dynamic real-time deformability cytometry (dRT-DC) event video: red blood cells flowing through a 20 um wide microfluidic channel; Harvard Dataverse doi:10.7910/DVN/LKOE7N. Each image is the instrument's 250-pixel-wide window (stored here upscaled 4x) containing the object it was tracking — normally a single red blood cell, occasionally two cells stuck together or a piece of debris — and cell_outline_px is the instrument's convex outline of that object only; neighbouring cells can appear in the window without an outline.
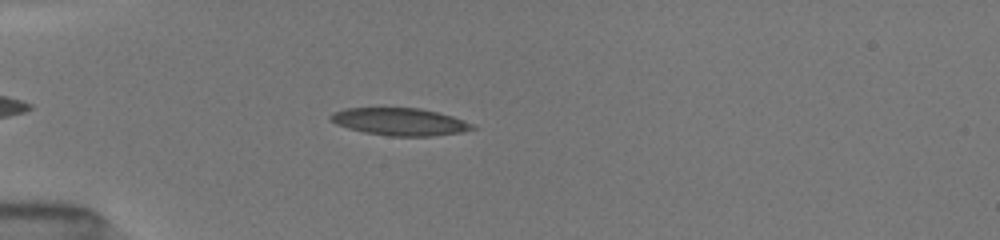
{"species": "common noctule bat (a hibernating species)", "species_latin": "Nyctalus noctula", "temperature_condition": "room temperature", "stored_images_in_passage": 38, "camera_frame_rate_fps": 3000, "um_per_image_px": 0.085, "animal": {"sex": "female", "body_mass_g": 19.5, "forearm_length_mm": 54.1}, "frame": {"image": 1, "passage_image": 8, "time_ms": 2.333, "image_size_px": [1000, 240], "cell_outline_px": [[476, 128], [460, 132], [432, 136], [392, 136], [364, 132], [348, 128], [336, 124], [328, 120], [328, 116], [332, 112], [344, 108], [420, 108], [452, 116], [472, 124]], "centroid_in_image_um": [33.91, 10.34], "position_along_channel_um": 51.1, "area_um2": 22.54}}
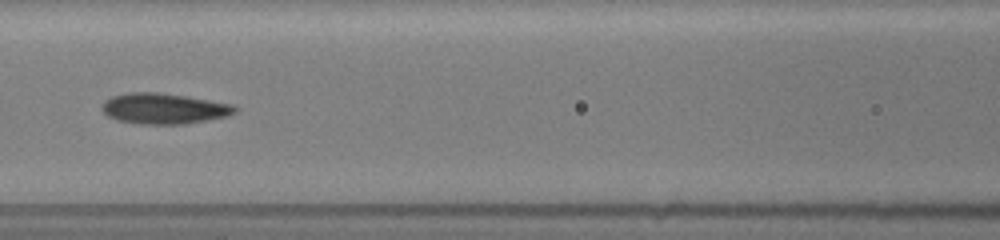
{"frame": {"image": 2, "passage_image": 17, "time_ms": 5.333, "image_size_px": [1000, 240], "cell_outline_px": [[240, 108], [236, 112], [228, 116], [184, 124], [140, 124], [116, 120], [108, 116], [100, 108], [104, 100], [112, 96], [128, 92], [160, 92], [232, 104]], "centroid_in_image_um": [13.91, 9.23], "position_along_channel_um": 152.7, "area_um2": 23.87}}
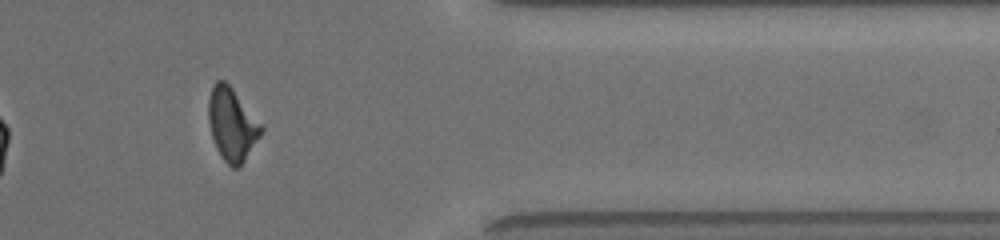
{"frame": {"image": 3, "passage_image": 36, "time_ms": 11.667, "image_size_px": [1000, 240], "cell_outline_px": [[264, 132], [244, 160], [236, 168], [232, 168], [220, 156], [216, 148], [212, 136], [208, 120], [208, 100], [212, 84], [216, 80], [224, 80], [232, 88], [264, 128]], "centroid_in_image_um": [19.7, 10.56], "position_along_channel_um": 391.7, "area_um2": 22.2}, "authors_computed_cell_mechanics": {"area_um2": 23.12, "velocity_mm_per_s": 4.0153, "shape_relaxation_time_tau1_ms": 4.4289, "shape_relaxation_time_tau2_ms": 2.7951, "deformation_change_tau1": 0.1529, "deformation_change_tau2": 0.1105}}